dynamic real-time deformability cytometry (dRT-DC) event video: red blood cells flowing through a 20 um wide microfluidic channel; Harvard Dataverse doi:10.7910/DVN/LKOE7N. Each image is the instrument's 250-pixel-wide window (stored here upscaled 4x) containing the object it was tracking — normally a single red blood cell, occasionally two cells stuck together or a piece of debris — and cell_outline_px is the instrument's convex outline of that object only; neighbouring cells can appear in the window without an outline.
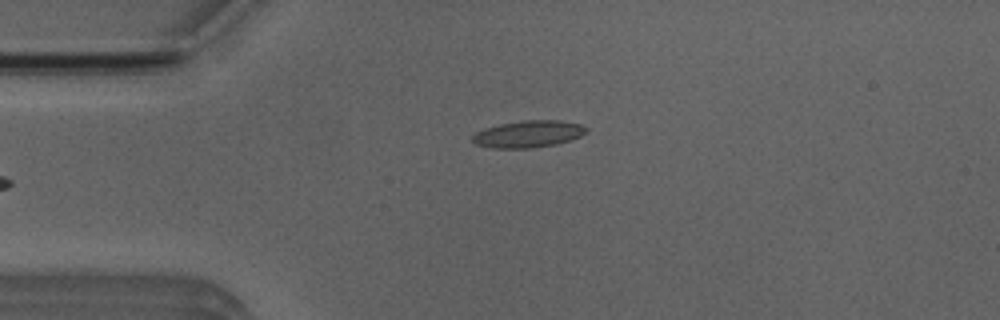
{"species": "Egyptian fruit bat (a non-hibernating species)", "species_latin": "Rousettus aegyptiacus", "temperature_condition": "room temperature", "stored_images_in_passage": 4, "camera_frame_rate_fps": 3000, "um_per_image_px": 0.085, "animal": {"sex": "male"}, "frame": {"image": 1, "passage_image": 4, "time_ms": 3.333, "image_size_px": [1000, 320], "cell_outline_px": [[588, 132], [580, 136], [556, 144], [532, 148], [488, 148], [476, 144], [472, 140], [472, 136], [476, 132], [484, 128], [500, 124], [528, 120], [556, 120], [580, 124], [588, 128]], "centroid_in_image_um": [44.89, 11.4], "position_along_channel_um": 40.1, "area_um2": 17.8}}